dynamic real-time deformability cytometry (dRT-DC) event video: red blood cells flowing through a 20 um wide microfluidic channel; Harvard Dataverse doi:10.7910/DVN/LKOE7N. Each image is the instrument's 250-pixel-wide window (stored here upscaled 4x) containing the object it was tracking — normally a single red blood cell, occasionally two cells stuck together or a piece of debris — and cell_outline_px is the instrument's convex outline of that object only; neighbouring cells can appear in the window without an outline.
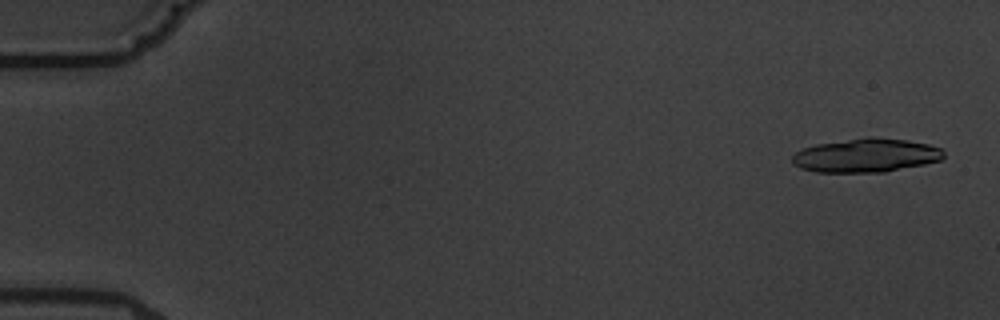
{"species": "common noctule bat (a hibernating species)", "species_latin": "Nyctalus noctula", "temperature_condition": "warm", "stored_images_in_passage": 6, "camera_frame_rate_fps": 3000, "um_per_image_px": 0.085, "animal": {"sex": "male", "body_mass_g": 19.5, "forearm_length_mm": 54.6}, "frame": {"image": 1, "passage_image": 1, "time_ms": 0.0, "image_size_px": [1000, 320], "cell_outline_px": [[944, 156], [940, 160], [924, 164], [884, 172], [816, 172], [800, 168], [792, 164], [792, 156], [796, 152], [804, 148], [816, 144], [868, 136], [872, 136], [908, 140], [928, 144], [940, 148], [944, 152]], "centroid_in_image_um": [73.6, 13.2], "position_along_channel_um": 11.4, "area_um2": 29.88}}